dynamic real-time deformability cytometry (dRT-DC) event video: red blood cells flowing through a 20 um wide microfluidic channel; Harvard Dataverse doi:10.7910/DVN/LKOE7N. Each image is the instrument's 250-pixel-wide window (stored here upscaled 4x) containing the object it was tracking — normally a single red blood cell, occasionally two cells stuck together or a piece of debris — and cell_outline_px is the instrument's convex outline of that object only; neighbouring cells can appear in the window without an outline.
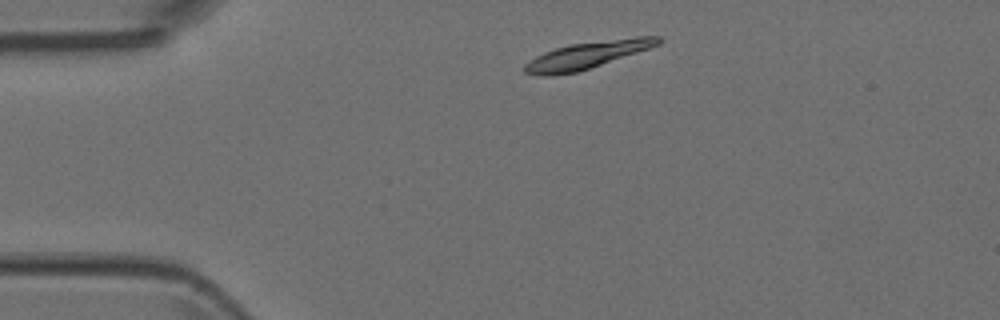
{"species": "Egyptian fruit bat (a non-hibernating species)", "species_latin": "Rousettus aegyptiacus", "temperature_condition": "room temperature", "stored_images_in_passage": 3, "camera_frame_rate_fps": 3000, "um_per_image_px": 0.085, "animal": {"sex": "female"}, "frame": {"image": 1, "passage_image": 1, "time_ms": 0.0, "image_size_px": [1000, 320], "cell_outline_px": [[664, 40], [660, 44], [576, 72], [548, 76], [540, 76], [524, 72], [524, 64], [536, 56], [544, 52], [568, 44], [636, 36], [660, 36]], "centroid_in_image_um": [49.88, 4.66], "position_along_channel_um": 35.1, "area_um2": 20.69}}
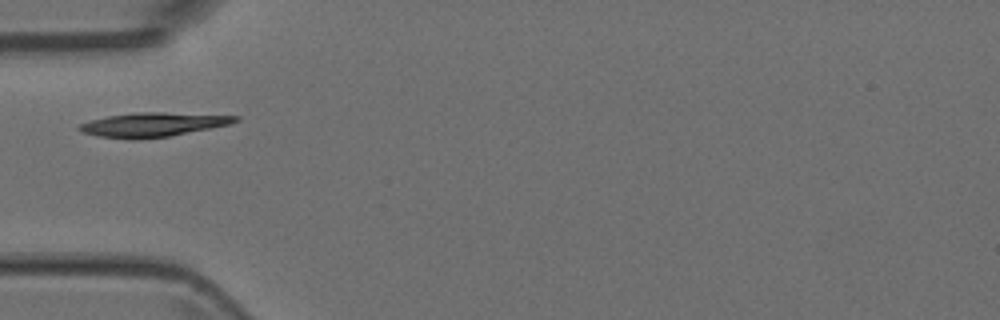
{"frame": {"image": 2, "passage_image": 2, "time_ms": 0.333, "image_size_px": [1000, 320], "cell_outline_px": [[240, 120], [232, 124], [168, 136], [136, 140], [132, 140], [100, 136], [80, 132], [76, 128], [80, 124], [92, 120], [108, 116], [136, 112], [160, 112], [240, 116]], "centroid_in_image_um": [13.0, 10.59], "position_along_channel_um": 72.0, "area_um2": 21.91}}
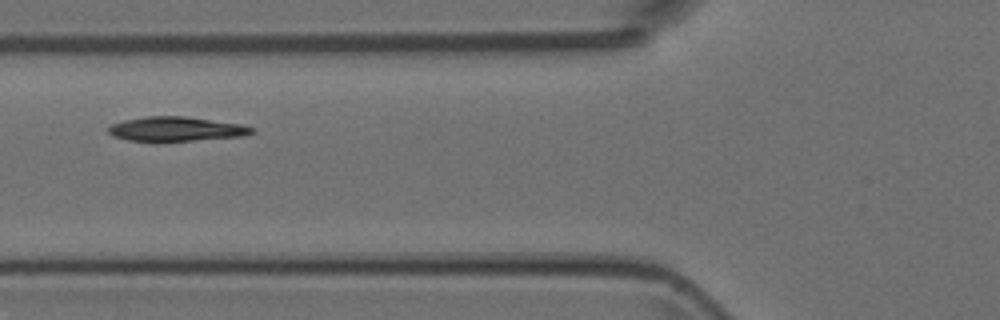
{"frame": {"image": 3, "passage_image": 3, "time_ms": 0.667, "image_size_px": [1000, 320], "cell_outline_px": [[256, 132], [240, 136], [156, 144], [128, 140], [112, 136], [108, 132], [108, 128], [112, 124], [124, 120], [144, 116], [184, 116], [244, 124], [252, 128]], "centroid_in_image_um": [14.91, 11.0], "position_along_channel_um": 110.9, "area_um2": 21.15}}